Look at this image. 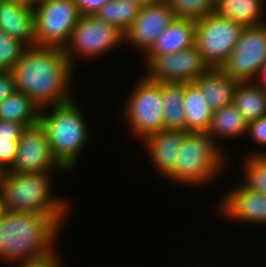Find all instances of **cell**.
<instances>
[{
    "instance_id": "26",
    "label": "cell",
    "mask_w": 266,
    "mask_h": 267,
    "mask_svg": "<svg viewBox=\"0 0 266 267\" xmlns=\"http://www.w3.org/2000/svg\"><path fill=\"white\" fill-rule=\"evenodd\" d=\"M241 168V184L266 195V155H246Z\"/></svg>"
},
{
    "instance_id": "17",
    "label": "cell",
    "mask_w": 266,
    "mask_h": 267,
    "mask_svg": "<svg viewBox=\"0 0 266 267\" xmlns=\"http://www.w3.org/2000/svg\"><path fill=\"white\" fill-rule=\"evenodd\" d=\"M196 21L174 18L144 54L146 66L155 56L177 53L195 45Z\"/></svg>"
},
{
    "instance_id": "37",
    "label": "cell",
    "mask_w": 266,
    "mask_h": 267,
    "mask_svg": "<svg viewBox=\"0 0 266 267\" xmlns=\"http://www.w3.org/2000/svg\"><path fill=\"white\" fill-rule=\"evenodd\" d=\"M129 3H132L134 5H137L139 6L140 8H142L143 6L147 5V4H150V3H153L157 0H125Z\"/></svg>"
},
{
    "instance_id": "16",
    "label": "cell",
    "mask_w": 266,
    "mask_h": 267,
    "mask_svg": "<svg viewBox=\"0 0 266 267\" xmlns=\"http://www.w3.org/2000/svg\"><path fill=\"white\" fill-rule=\"evenodd\" d=\"M184 137L183 130H161L142 141L151 165L162 177L174 168Z\"/></svg>"
},
{
    "instance_id": "10",
    "label": "cell",
    "mask_w": 266,
    "mask_h": 267,
    "mask_svg": "<svg viewBox=\"0 0 266 267\" xmlns=\"http://www.w3.org/2000/svg\"><path fill=\"white\" fill-rule=\"evenodd\" d=\"M266 62V22L245 26L221 69L237 82H254Z\"/></svg>"
},
{
    "instance_id": "11",
    "label": "cell",
    "mask_w": 266,
    "mask_h": 267,
    "mask_svg": "<svg viewBox=\"0 0 266 267\" xmlns=\"http://www.w3.org/2000/svg\"><path fill=\"white\" fill-rule=\"evenodd\" d=\"M55 168L68 173L53 157L43 126L40 122L26 126L18 140L15 162L8 171L51 173Z\"/></svg>"
},
{
    "instance_id": "9",
    "label": "cell",
    "mask_w": 266,
    "mask_h": 267,
    "mask_svg": "<svg viewBox=\"0 0 266 267\" xmlns=\"http://www.w3.org/2000/svg\"><path fill=\"white\" fill-rule=\"evenodd\" d=\"M35 46L64 48L81 17L73 0H50L33 8Z\"/></svg>"
},
{
    "instance_id": "39",
    "label": "cell",
    "mask_w": 266,
    "mask_h": 267,
    "mask_svg": "<svg viewBox=\"0 0 266 267\" xmlns=\"http://www.w3.org/2000/svg\"><path fill=\"white\" fill-rule=\"evenodd\" d=\"M4 172L5 171L0 167V187H1V184H2V177H3Z\"/></svg>"
},
{
    "instance_id": "5",
    "label": "cell",
    "mask_w": 266,
    "mask_h": 267,
    "mask_svg": "<svg viewBox=\"0 0 266 267\" xmlns=\"http://www.w3.org/2000/svg\"><path fill=\"white\" fill-rule=\"evenodd\" d=\"M227 153L207 132H187L174 168L163 178L185 186L201 187L220 178ZM226 163V164H225Z\"/></svg>"
},
{
    "instance_id": "28",
    "label": "cell",
    "mask_w": 266,
    "mask_h": 267,
    "mask_svg": "<svg viewBox=\"0 0 266 267\" xmlns=\"http://www.w3.org/2000/svg\"><path fill=\"white\" fill-rule=\"evenodd\" d=\"M28 47L0 31V71H11Z\"/></svg>"
},
{
    "instance_id": "14",
    "label": "cell",
    "mask_w": 266,
    "mask_h": 267,
    "mask_svg": "<svg viewBox=\"0 0 266 267\" xmlns=\"http://www.w3.org/2000/svg\"><path fill=\"white\" fill-rule=\"evenodd\" d=\"M218 203V213L236 222L266 224V195L243 186L231 187Z\"/></svg>"
},
{
    "instance_id": "18",
    "label": "cell",
    "mask_w": 266,
    "mask_h": 267,
    "mask_svg": "<svg viewBox=\"0 0 266 267\" xmlns=\"http://www.w3.org/2000/svg\"><path fill=\"white\" fill-rule=\"evenodd\" d=\"M194 83L203 92L210 108L215 111L232 103L238 82L221 68L209 67Z\"/></svg>"
},
{
    "instance_id": "2",
    "label": "cell",
    "mask_w": 266,
    "mask_h": 267,
    "mask_svg": "<svg viewBox=\"0 0 266 267\" xmlns=\"http://www.w3.org/2000/svg\"><path fill=\"white\" fill-rule=\"evenodd\" d=\"M61 228L51 215L8 211L0 220V262L14 266L52 255Z\"/></svg>"
},
{
    "instance_id": "3",
    "label": "cell",
    "mask_w": 266,
    "mask_h": 267,
    "mask_svg": "<svg viewBox=\"0 0 266 267\" xmlns=\"http://www.w3.org/2000/svg\"><path fill=\"white\" fill-rule=\"evenodd\" d=\"M74 100L42 108L39 117L53 157L67 172L77 168L79 156L90 142L88 123Z\"/></svg>"
},
{
    "instance_id": "22",
    "label": "cell",
    "mask_w": 266,
    "mask_h": 267,
    "mask_svg": "<svg viewBox=\"0 0 266 267\" xmlns=\"http://www.w3.org/2000/svg\"><path fill=\"white\" fill-rule=\"evenodd\" d=\"M266 0H216L215 13L244 26L265 23ZM264 13V14H263Z\"/></svg>"
},
{
    "instance_id": "40",
    "label": "cell",
    "mask_w": 266,
    "mask_h": 267,
    "mask_svg": "<svg viewBox=\"0 0 266 267\" xmlns=\"http://www.w3.org/2000/svg\"><path fill=\"white\" fill-rule=\"evenodd\" d=\"M19 1L26 2L29 5V0H19Z\"/></svg>"
},
{
    "instance_id": "32",
    "label": "cell",
    "mask_w": 266,
    "mask_h": 267,
    "mask_svg": "<svg viewBox=\"0 0 266 267\" xmlns=\"http://www.w3.org/2000/svg\"><path fill=\"white\" fill-rule=\"evenodd\" d=\"M59 252L55 251L52 255H49L44 258L17 262V267H63L60 258Z\"/></svg>"
},
{
    "instance_id": "35",
    "label": "cell",
    "mask_w": 266,
    "mask_h": 267,
    "mask_svg": "<svg viewBox=\"0 0 266 267\" xmlns=\"http://www.w3.org/2000/svg\"><path fill=\"white\" fill-rule=\"evenodd\" d=\"M254 82L262 85L266 89V62L261 66V69Z\"/></svg>"
},
{
    "instance_id": "19",
    "label": "cell",
    "mask_w": 266,
    "mask_h": 267,
    "mask_svg": "<svg viewBox=\"0 0 266 267\" xmlns=\"http://www.w3.org/2000/svg\"><path fill=\"white\" fill-rule=\"evenodd\" d=\"M247 126L248 123L244 119V116L231 103L219 110L213 111L207 133L225 151L224 145L220 143L221 140H231L234 137L238 139V137L247 136Z\"/></svg>"
},
{
    "instance_id": "1",
    "label": "cell",
    "mask_w": 266,
    "mask_h": 267,
    "mask_svg": "<svg viewBox=\"0 0 266 267\" xmlns=\"http://www.w3.org/2000/svg\"><path fill=\"white\" fill-rule=\"evenodd\" d=\"M74 70L62 48L34 46L24 51L11 73L16 91L42 109L76 99L72 93Z\"/></svg>"
},
{
    "instance_id": "12",
    "label": "cell",
    "mask_w": 266,
    "mask_h": 267,
    "mask_svg": "<svg viewBox=\"0 0 266 267\" xmlns=\"http://www.w3.org/2000/svg\"><path fill=\"white\" fill-rule=\"evenodd\" d=\"M145 67L154 82H194L209 66L196 46L177 53L155 56Z\"/></svg>"
},
{
    "instance_id": "34",
    "label": "cell",
    "mask_w": 266,
    "mask_h": 267,
    "mask_svg": "<svg viewBox=\"0 0 266 267\" xmlns=\"http://www.w3.org/2000/svg\"><path fill=\"white\" fill-rule=\"evenodd\" d=\"M81 16L94 15L110 0H73Z\"/></svg>"
},
{
    "instance_id": "21",
    "label": "cell",
    "mask_w": 266,
    "mask_h": 267,
    "mask_svg": "<svg viewBox=\"0 0 266 267\" xmlns=\"http://www.w3.org/2000/svg\"><path fill=\"white\" fill-rule=\"evenodd\" d=\"M185 86L186 82H161L164 130L186 131Z\"/></svg>"
},
{
    "instance_id": "30",
    "label": "cell",
    "mask_w": 266,
    "mask_h": 267,
    "mask_svg": "<svg viewBox=\"0 0 266 267\" xmlns=\"http://www.w3.org/2000/svg\"><path fill=\"white\" fill-rule=\"evenodd\" d=\"M19 139H0V167L7 171L15 162Z\"/></svg>"
},
{
    "instance_id": "4",
    "label": "cell",
    "mask_w": 266,
    "mask_h": 267,
    "mask_svg": "<svg viewBox=\"0 0 266 267\" xmlns=\"http://www.w3.org/2000/svg\"><path fill=\"white\" fill-rule=\"evenodd\" d=\"M52 175L5 171L0 189L8 211L51 215L65 226L69 202L53 194Z\"/></svg>"
},
{
    "instance_id": "23",
    "label": "cell",
    "mask_w": 266,
    "mask_h": 267,
    "mask_svg": "<svg viewBox=\"0 0 266 267\" xmlns=\"http://www.w3.org/2000/svg\"><path fill=\"white\" fill-rule=\"evenodd\" d=\"M232 103L248 122L266 115V89L255 82H238Z\"/></svg>"
},
{
    "instance_id": "8",
    "label": "cell",
    "mask_w": 266,
    "mask_h": 267,
    "mask_svg": "<svg viewBox=\"0 0 266 267\" xmlns=\"http://www.w3.org/2000/svg\"><path fill=\"white\" fill-rule=\"evenodd\" d=\"M244 27L215 12L196 21L195 46L209 67H222L234 50Z\"/></svg>"
},
{
    "instance_id": "27",
    "label": "cell",
    "mask_w": 266,
    "mask_h": 267,
    "mask_svg": "<svg viewBox=\"0 0 266 267\" xmlns=\"http://www.w3.org/2000/svg\"><path fill=\"white\" fill-rule=\"evenodd\" d=\"M175 18L198 21L213 13L216 0H167Z\"/></svg>"
},
{
    "instance_id": "33",
    "label": "cell",
    "mask_w": 266,
    "mask_h": 267,
    "mask_svg": "<svg viewBox=\"0 0 266 267\" xmlns=\"http://www.w3.org/2000/svg\"><path fill=\"white\" fill-rule=\"evenodd\" d=\"M15 90L14 77L11 71H0V103Z\"/></svg>"
},
{
    "instance_id": "6",
    "label": "cell",
    "mask_w": 266,
    "mask_h": 267,
    "mask_svg": "<svg viewBox=\"0 0 266 267\" xmlns=\"http://www.w3.org/2000/svg\"><path fill=\"white\" fill-rule=\"evenodd\" d=\"M123 41L124 33L116 26L100 20L95 14L84 15L79 18L63 51L75 67L76 60L97 59Z\"/></svg>"
},
{
    "instance_id": "15",
    "label": "cell",
    "mask_w": 266,
    "mask_h": 267,
    "mask_svg": "<svg viewBox=\"0 0 266 267\" xmlns=\"http://www.w3.org/2000/svg\"><path fill=\"white\" fill-rule=\"evenodd\" d=\"M0 31L35 46V14L31 6L19 0H0Z\"/></svg>"
},
{
    "instance_id": "13",
    "label": "cell",
    "mask_w": 266,
    "mask_h": 267,
    "mask_svg": "<svg viewBox=\"0 0 266 267\" xmlns=\"http://www.w3.org/2000/svg\"><path fill=\"white\" fill-rule=\"evenodd\" d=\"M175 16L167 1L157 0L140 8L138 16L124 33V43L145 54Z\"/></svg>"
},
{
    "instance_id": "25",
    "label": "cell",
    "mask_w": 266,
    "mask_h": 267,
    "mask_svg": "<svg viewBox=\"0 0 266 267\" xmlns=\"http://www.w3.org/2000/svg\"><path fill=\"white\" fill-rule=\"evenodd\" d=\"M139 10V6L125 0H110L95 15L125 33L138 16Z\"/></svg>"
},
{
    "instance_id": "31",
    "label": "cell",
    "mask_w": 266,
    "mask_h": 267,
    "mask_svg": "<svg viewBox=\"0 0 266 267\" xmlns=\"http://www.w3.org/2000/svg\"><path fill=\"white\" fill-rule=\"evenodd\" d=\"M24 128L22 123L0 119V139H20Z\"/></svg>"
},
{
    "instance_id": "38",
    "label": "cell",
    "mask_w": 266,
    "mask_h": 267,
    "mask_svg": "<svg viewBox=\"0 0 266 267\" xmlns=\"http://www.w3.org/2000/svg\"><path fill=\"white\" fill-rule=\"evenodd\" d=\"M50 0H29V6H31L32 8L42 4V3H45V2H48Z\"/></svg>"
},
{
    "instance_id": "7",
    "label": "cell",
    "mask_w": 266,
    "mask_h": 267,
    "mask_svg": "<svg viewBox=\"0 0 266 267\" xmlns=\"http://www.w3.org/2000/svg\"><path fill=\"white\" fill-rule=\"evenodd\" d=\"M125 122L141 142L149 135L164 130L161 82L138 79L123 107Z\"/></svg>"
},
{
    "instance_id": "24",
    "label": "cell",
    "mask_w": 266,
    "mask_h": 267,
    "mask_svg": "<svg viewBox=\"0 0 266 267\" xmlns=\"http://www.w3.org/2000/svg\"><path fill=\"white\" fill-rule=\"evenodd\" d=\"M40 110L27 95L15 90L0 103V119L19 122L26 127L39 122Z\"/></svg>"
},
{
    "instance_id": "29",
    "label": "cell",
    "mask_w": 266,
    "mask_h": 267,
    "mask_svg": "<svg viewBox=\"0 0 266 267\" xmlns=\"http://www.w3.org/2000/svg\"><path fill=\"white\" fill-rule=\"evenodd\" d=\"M246 135H249V139L255 144L266 147V115L248 122ZM246 155H266V149H253Z\"/></svg>"
},
{
    "instance_id": "36",
    "label": "cell",
    "mask_w": 266,
    "mask_h": 267,
    "mask_svg": "<svg viewBox=\"0 0 266 267\" xmlns=\"http://www.w3.org/2000/svg\"><path fill=\"white\" fill-rule=\"evenodd\" d=\"M7 212H8V209L4 201L2 191L0 189V220L5 216Z\"/></svg>"
},
{
    "instance_id": "20",
    "label": "cell",
    "mask_w": 266,
    "mask_h": 267,
    "mask_svg": "<svg viewBox=\"0 0 266 267\" xmlns=\"http://www.w3.org/2000/svg\"><path fill=\"white\" fill-rule=\"evenodd\" d=\"M183 108L187 132H207L213 116L203 92L194 82H186Z\"/></svg>"
}]
</instances>
